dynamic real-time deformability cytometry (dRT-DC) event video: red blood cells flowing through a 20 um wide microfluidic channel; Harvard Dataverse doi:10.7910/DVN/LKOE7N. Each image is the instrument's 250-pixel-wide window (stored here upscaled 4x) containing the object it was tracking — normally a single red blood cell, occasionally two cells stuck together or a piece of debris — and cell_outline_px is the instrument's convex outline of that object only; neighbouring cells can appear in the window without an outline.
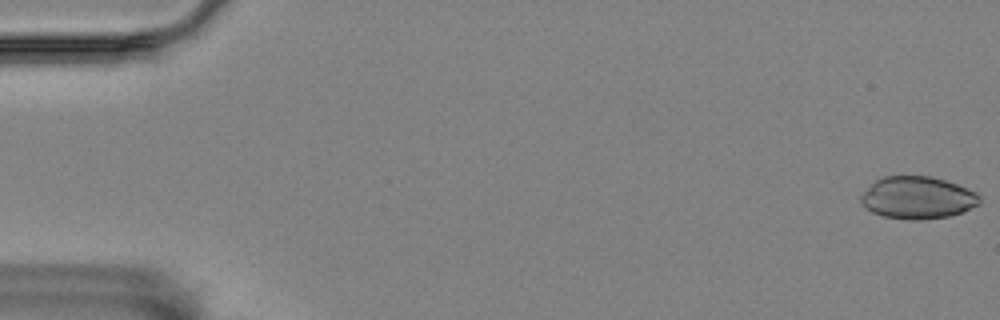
{"species": "Egyptian fruit bat (a non-hibernating species)", "species_latin": "Rousettus aegyptiacus", "temperature_condition": "room temperature", "stored_images_in_passage": 5, "camera_frame_rate_fps": 3000, "um_per_image_px": 0.085, "animal": {"sex": "female"}, "frame": {"image": 1, "passage_image": 1, "time_ms": 0.0, "image_size_px": [1000, 320], "cell_outline_px": [[980, 204], [960, 212], [948, 216], [920, 220], [908, 220], [884, 216], [872, 212], [860, 200], [860, 196], [876, 180], [884, 176], [932, 176], [956, 184], [976, 192], [980, 196]], "centroid_in_image_um": [78.0, 16.8], "position_along_channel_um": 7.0, "area_um2": 28.96}}
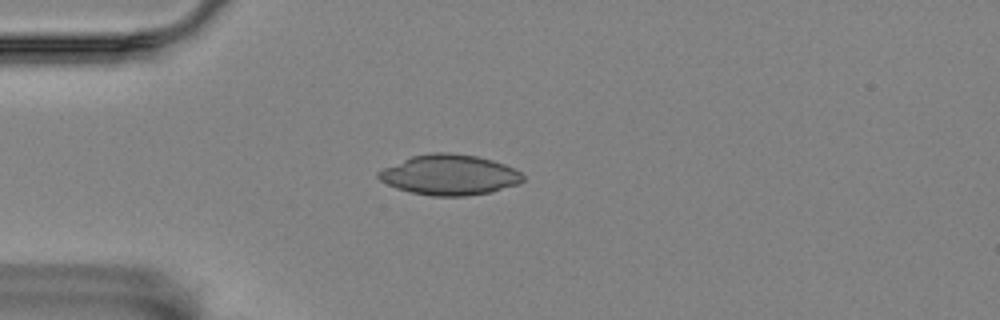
{"frame": {"image": 2, "passage_image": 5, "time_ms": 1.333, "image_size_px": [1000, 320], "cell_outline_px": [[524, 180], [520, 184], [492, 192], [468, 196], [432, 196], [412, 192], [396, 188], [380, 180], [376, 176], [376, 172], [384, 168], [412, 156], [432, 152], [448, 152], [476, 156], [492, 160], [504, 164], [520, 172], [524, 176]], "centroid_in_image_um": [38.22, 14.87], "position_along_channel_um": 46.8, "area_um2": 33.99}}